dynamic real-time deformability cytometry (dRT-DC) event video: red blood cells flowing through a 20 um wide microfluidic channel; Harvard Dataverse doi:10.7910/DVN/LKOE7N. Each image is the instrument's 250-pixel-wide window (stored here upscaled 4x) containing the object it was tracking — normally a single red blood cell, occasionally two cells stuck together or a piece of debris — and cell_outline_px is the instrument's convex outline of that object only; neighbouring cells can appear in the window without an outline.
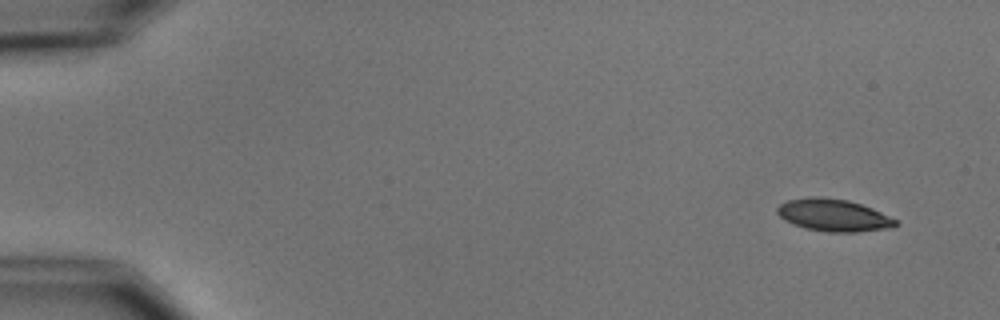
{"species": "common noctule bat (a hibernating species)", "species_latin": "Nyctalus noctula", "temperature_condition": "cold", "stored_images_in_passage": 7, "camera_frame_rate_fps": 3000, "um_per_image_px": 0.085, "animal": {"sex": "male", "body_mass_g": 15.6}, "frame": {"image": 1, "passage_image": 1, "time_ms": 0.0, "image_size_px": [1000, 320], "cell_outline_px": [[900, 224], [892, 228], [856, 232], [828, 232], [804, 228], [792, 224], [784, 220], [776, 212], [776, 208], [780, 204], [788, 200], [808, 196], [820, 196], [848, 200], [872, 208], [896, 220]], "centroid_in_image_um": [70.83, 18.29], "position_along_channel_um": 14.2, "area_um2": 22.43}}
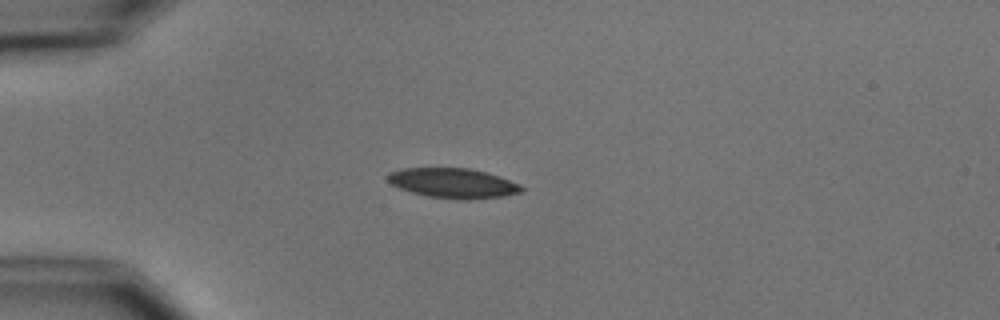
{"frame": {"image": 2, "passage_image": 4, "time_ms": 3.667, "image_size_px": [1000, 320], "cell_outline_px": [[524, 192], [504, 196], [468, 200], [460, 200], [428, 196], [412, 192], [400, 188], [392, 184], [388, 180], [388, 172], [404, 168], [468, 168], [488, 172], [500, 176], [520, 184], [524, 188]], "centroid_in_image_um": [38.57, 15.57], "position_along_channel_um": 46.4, "area_um2": 23.41}}
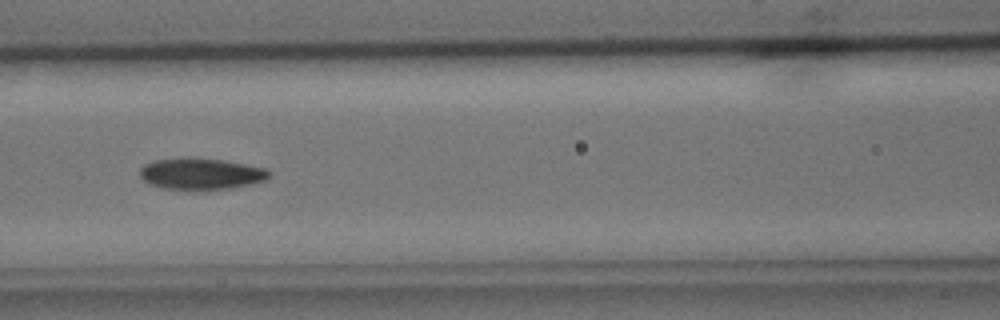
{"frame": {"image": 3, "passage_image": 7, "time_ms": 7.0, "image_size_px": [1000, 320], "cell_outline_px": [[268, 176], [264, 180], [232, 188], [196, 192], [192, 192], [164, 188], [148, 184], [140, 176], [140, 168], [144, 164], [156, 160], [224, 160], [268, 168]], "centroid_in_image_um": [17.07, 14.84], "position_along_channel_um": 149.5, "area_um2": 23.41}}